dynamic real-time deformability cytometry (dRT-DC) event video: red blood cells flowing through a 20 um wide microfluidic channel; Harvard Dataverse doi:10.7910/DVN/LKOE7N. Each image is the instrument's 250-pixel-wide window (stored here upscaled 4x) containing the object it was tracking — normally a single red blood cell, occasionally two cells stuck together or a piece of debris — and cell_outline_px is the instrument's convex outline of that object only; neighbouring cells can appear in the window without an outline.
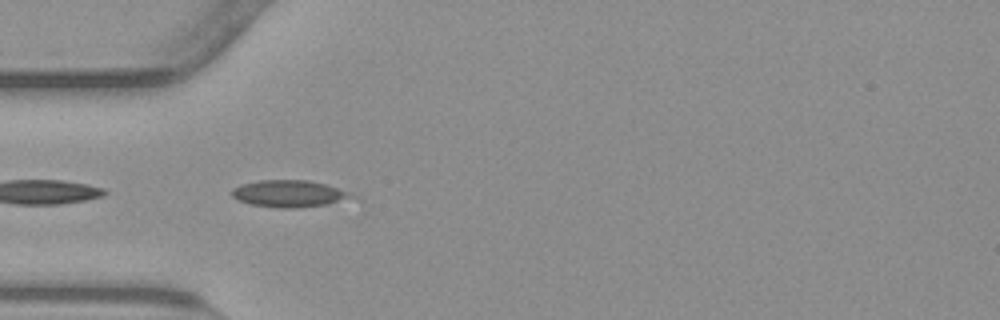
{"species": "common noctule bat (a hibernating species)", "species_latin": "Nyctalus noctula", "temperature_condition": "warm", "stored_images_in_passage": 6, "camera_frame_rate_fps": 3000, "um_per_image_px": 0.085, "animal": {"sex": "male", "body_mass_g": 23.1, "forearm_length_mm": 52.7}, "frame": {"image": 1, "passage_image": 2, "time_ms": 0.333, "image_size_px": [1000, 320], "cell_outline_px": [[360, 200], [296, 208], [280, 208], [252, 204], [236, 200], [232, 196], [232, 188], [240, 184], [260, 180], [308, 180], [324, 184], [352, 192]], "centroid_in_image_um": [24.68, 16.47], "position_along_channel_um": 60.3, "area_um2": 19.25}}